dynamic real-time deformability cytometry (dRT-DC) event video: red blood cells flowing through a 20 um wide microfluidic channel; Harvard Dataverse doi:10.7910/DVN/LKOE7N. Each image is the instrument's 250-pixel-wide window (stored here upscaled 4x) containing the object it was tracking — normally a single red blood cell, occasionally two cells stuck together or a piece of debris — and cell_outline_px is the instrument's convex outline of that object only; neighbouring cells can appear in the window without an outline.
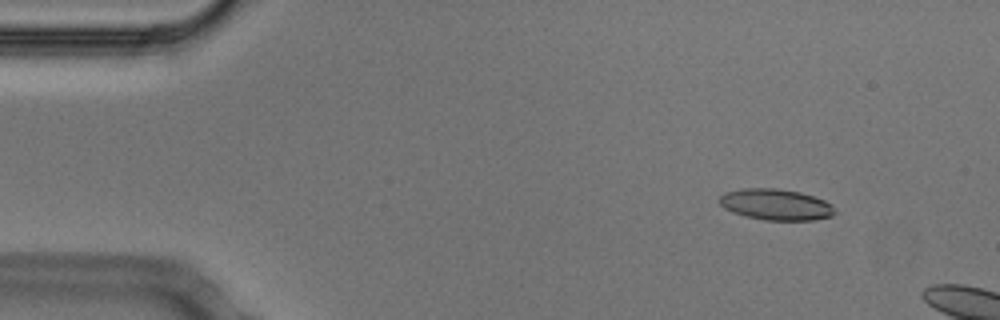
{"species": "Egyptian fruit bat (a non-hibernating species)", "species_latin": "Rousettus aegyptiacus", "temperature_condition": "cold", "stored_images_in_passage": 10, "camera_frame_rate_fps": 3000, "um_per_image_px": 0.085, "animal": {"sex": "male"}, "frame": {"image": 1, "passage_image": 6, "time_ms": 1.667, "image_size_px": [1000, 320], "cell_outline_px": [[836, 212], [832, 216], [812, 220], [764, 220], [744, 216], [732, 212], [724, 208], [720, 204], [720, 196], [724, 192], [740, 188], [776, 188], [800, 192], [824, 200], [832, 204]], "centroid_in_image_um": [65.93, 17.38], "position_along_channel_um": 19.1, "area_um2": 21.04}}